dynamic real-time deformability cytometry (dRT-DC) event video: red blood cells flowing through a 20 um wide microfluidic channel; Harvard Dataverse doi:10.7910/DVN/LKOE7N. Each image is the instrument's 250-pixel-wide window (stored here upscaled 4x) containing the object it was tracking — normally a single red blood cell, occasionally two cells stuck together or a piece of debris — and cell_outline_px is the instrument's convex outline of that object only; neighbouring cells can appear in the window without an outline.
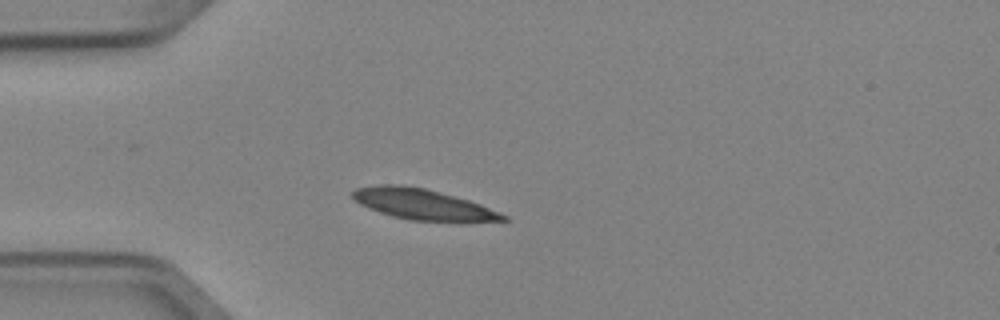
{"species": "Egyptian fruit bat (a non-hibernating species)", "species_latin": "Rousettus aegyptiacus", "temperature_condition": "cold", "stored_images_in_passage": 5, "camera_frame_rate_fps": 3000, "um_per_image_px": 0.085, "animal": {"sex": "female"}, "frame": {"image": 1, "passage_image": 3, "time_ms": 0.667, "image_size_px": [1000, 320], "cell_outline_px": [[512, 220], [460, 224], [408, 220], [392, 216], [368, 208], [360, 204], [352, 196], [352, 192], [356, 188], [380, 184], [400, 184], [424, 188], [468, 200], [480, 204], [500, 212], [508, 216]], "centroid_in_image_um": [36.05, 17.42], "position_along_channel_um": 48.9, "area_um2": 27.74}}
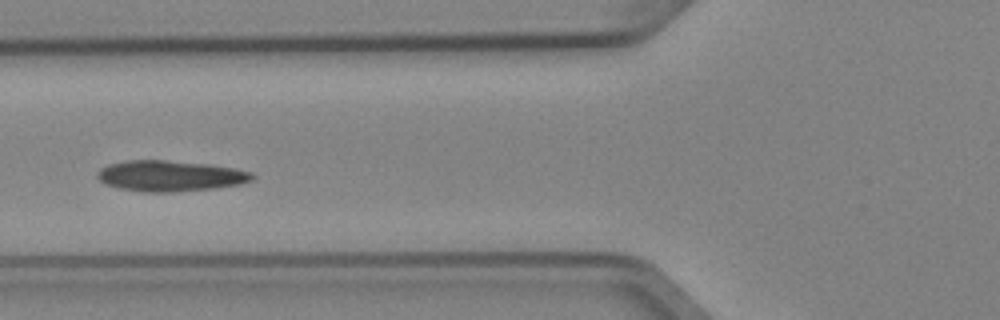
{"frame": {"image": 2, "passage_image": 5, "time_ms": 1.333, "image_size_px": [1000, 320], "cell_outline_px": [[256, 176], [252, 180], [240, 184], [216, 188], [172, 192], [144, 192], [120, 188], [104, 184], [96, 176], [96, 172], [100, 168], [108, 164], [128, 160], [164, 160], [212, 164], [236, 168], [252, 172]], "centroid_in_image_um": [14.48, 14.95], "position_along_channel_um": 111.3, "area_um2": 28.09}}